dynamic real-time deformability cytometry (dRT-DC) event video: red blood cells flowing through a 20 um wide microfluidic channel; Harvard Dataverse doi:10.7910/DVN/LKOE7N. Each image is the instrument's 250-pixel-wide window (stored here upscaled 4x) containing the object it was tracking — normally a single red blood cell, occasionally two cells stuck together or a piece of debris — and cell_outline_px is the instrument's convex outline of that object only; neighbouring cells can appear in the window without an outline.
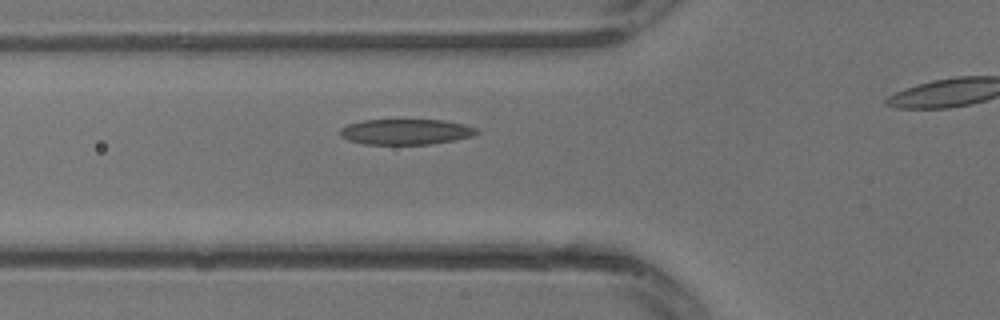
{"species": "common noctule bat (a hibernating species)", "species_latin": "Nyctalus noctula", "temperature_condition": "warm", "stored_images_in_passage": 12, "camera_frame_rate_fps": 3000, "um_per_image_px": 0.085, "animal": {"sex": "male", "body_mass_g": 13.3}, "frame": {"image": 1, "passage_image": 7, "time_ms": 2.0, "image_size_px": [1000, 320], "cell_outline_px": [[480, 132], [472, 136], [456, 140], [432, 144], [364, 144], [348, 140], [340, 136], [340, 128], [348, 124], [360, 120], [444, 120], [464, 124], [476, 128]], "centroid_in_image_um": [34.5, 11.2], "position_along_channel_um": 91.3, "area_um2": 20.46}}
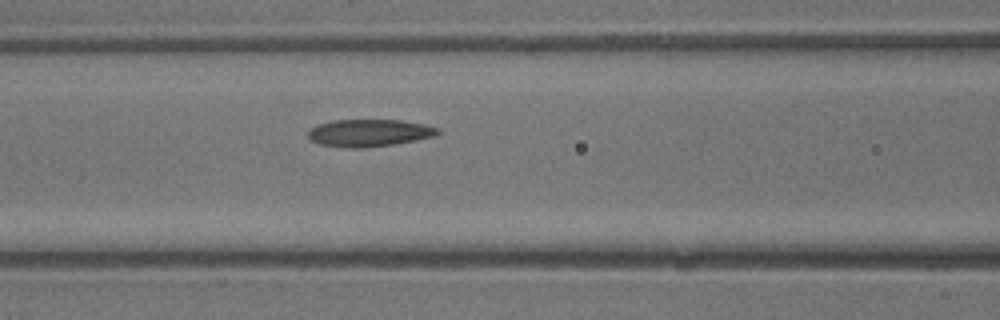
{"frame": {"image": 2, "passage_image": 9, "time_ms": 2.667, "image_size_px": [1000, 320], "cell_outline_px": [[440, 132], [436, 136], [416, 140], [392, 144], [364, 148], [344, 148], [320, 144], [312, 140], [308, 136], [308, 132], [316, 124], [332, 120], [400, 120], [424, 124], [436, 128]], "centroid_in_image_um": [31.36, 11.3], "position_along_channel_um": 135.2, "area_um2": 20.58}}